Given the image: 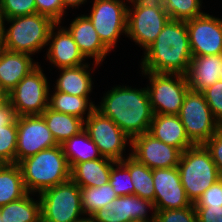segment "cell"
<instances>
[{"mask_svg": "<svg viewBox=\"0 0 222 222\" xmlns=\"http://www.w3.org/2000/svg\"><path fill=\"white\" fill-rule=\"evenodd\" d=\"M111 88L96 109L110 118L130 139L148 133L154 114L146 87L132 88L122 84Z\"/></svg>", "mask_w": 222, "mask_h": 222, "instance_id": "6da1fadb", "label": "cell"}, {"mask_svg": "<svg viewBox=\"0 0 222 222\" xmlns=\"http://www.w3.org/2000/svg\"><path fill=\"white\" fill-rule=\"evenodd\" d=\"M143 53L142 71L185 75L193 57L186 21L169 19Z\"/></svg>", "mask_w": 222, "mask_h": 222, "instance_id": "7a4b0ae2", "label": "cell"}, {"mask_svg": "<svg viewBox=\"0 0 222 222\" xmlns=\"http://www.w3.org/2000/svg\"><path fill=\"white\" fill-rule=\"evenodd\" d=\"M18 165L28 193L39 194L70 180V167L61 145L44 149L21 160Z\"/></svg>", "mask_w": 222, "mask_h": 222, "instance_id": "3957f363", "label": "cell"}, {"mask_svg": "<svg viewBox=\"0 0 222 222\" xmlns=\"http://www.w3.org/2000/svg\"><path fill=\"white\" fill-rule=\"evenodd\" d=\"M7 24L11 25L7 27ZM55 24L51 18L39 13L4 19L3 47L9 51L35 55L47 46Z\"/></svg>", "mask_w": 222, "mask_h": 222, "instance_id": "277c9868", "label": "cell"}, {"mask_svg": "<svg viewBox=\"0 0 222 222\" xmlns=\"http://www.w3.org/2000/svg\"><path fill=\"white\" fill-rule=\"evenodd\" d=\"M177 168L181 184L192 204L220 179L217 166L204 145H194L183 151Z\"/></svg>", "mask_w": 222, "mask_h": 222, "instance_id": "5b68a950", "label": "cell"}, {"mask_svg": "<svg viewBox=\"0 0 222 222\" xmlns=\"http://www.w3.org/2000/svg\"><path fill=\"white\" fill-rule=\"evenodd\" d=\"M37 196L41 202V222H80L86 218L82 211L80 186L71 179L45 189Z\"/></svg>", "mask_w": 222, "mask_h": 222, "instance_id": "8992f818", "label": "cell"}, {"mask_svg": "<svg viewBox=\"0 0 222 222\" xmlns=\"http://www.w3.org/2000/svg\"><path fill=\"white\" fill-rule=\"evenodd\" d=\"M153 114L178 115L189 86L185 75L141 71Z\"/></svg>", "mask_w": 222, "mask_h": 222, "instance_id": "52a82bcc", "label": "cell"}, {"mask_svg": "<svg viewBox=\"0 0 222 222\" xmlns=\"http://www.w3.org/2000/svg\"><path fill=\"white\" fill-rule=\"evenodd\" d=\"M178 117L194 145H203L222 127L200 91L188 90Z\"/></svg>", "mask_w": 222, "mask_h": 222, "instance_id": "ba28073f", "label": "cell"}, {"mask_svg": "<svg viewBox=\"0 0 222 222\" xmlns=\"http://www.w3.org/2000/svg\"><path fill=\"white\" fill-rule=\"evenodd\" d=\"M48 84L49 80L40 64L8 93V100L17 117L43 113L49 103L51 88Z\"/></svg>", "mask_w": 222, "mask_h": 222, "instance_id": "9c48e42d", "label": "cell"}, {"mask_svg": "<svg viewBox=\"0 0 222 222\" xmlns=\"http://www.w3.org/2000/svg\"><path fill=\"white\" fill-rule=\"evenodd\" d=\"M129 0H94L90 19L102 43L111 51L117 47L118 38L127 35Z\"/></svg>", "mask_w": 222, "mask_h": 222, "instance_id": "30bf717a", "label": "cell"}, {"mask_svg": "<svg viewBox=\"0 0 222 222\" xmlns=\"http://www.w3.org/2000/svg\"><path fill=\"white\" fill-rule=\"evenodd\" d=\"M84 130L98 147L102 157L114 161L126 158L124 152L128 146L131 148L132 139L97 109L84 120Z\"/></svg>", "mask_w": 222, "mask_h": 222, "instance_id": "8fae6325", "label": "cell"}, {"mask_svg": "<svg viewBox=\"0 0 222 222\" xmlns=\"http://www.w3.org/2000/svg\"><path fill=\"white\" fill-rule=\"evenodd\" d=\"M132 5H131V4ZM127 35L135 44L145 51L162 31L168 22L169 15L162 8H139L128 1Z\"/></svg>", "mask_w": 222, "mask_h": 222, "instance_id": "7c38bea8", "label": "cell"}, {"mask_svg": "<svg viewBox=\"0 0 222 222\" xmlns=\"http://www.w3.org/2000/svg\"><path fill=\"white\" fill-rule=\"evenodd\" d=\"M17 147L15 163L38 152L57 146V142L42 115H27L16 118Z\"/></svg>", "mask_w": 222, "mask_h": 222, "instance_id": "4fadbf2b", "label": "cell"}, {"mask_svg": "<svg viewBox=\"0 0 222 222\" xmlns=\"http://www.w3.org/2000/svg\"><path fill=\"white\" fill-rule=\"evenodd\" d=\"M153 211L150 218L148 210ZM154 202L137 195L118 196L89 218L93 222H155Z\"/></svg>", "mask_w": 222, "mask_h": 222, "instance_id": "5bb4252c", "label": "cell"}, {"mask_svg": "<svg viewBox=\"0 0 222 222\" xmlns=\"http://www.w3.org/2000/svg\"><path fill=\"white\" fill-rule=\"evenodd\" d=\"M193 56L222 54V18L209 13L186 21Z\"/></svg>", "mask_w": 222, "mask_h": 222, "instance_id": "9a60e30c", "label": "cell"}, {"mask_svg": "<svg viewBox=\"0 0 222 222\" xmlns=\"http://www.w3.org/2000/svg\"><path fill=\"white\" fill-rule=\"evenodd\" d=\"M131 156L150 169L174 168L179 164L181 151L155 139L149 133L132 139Z\"/></svg>", "mask_w": 222, "mask_h": 222, "instance_id": "2e32d148", "label": "cell"}, {"mask_svg": "<svg viewBox=\"0 0 222 222\" xmlns=\"http://www.w3.org/2000/svg\"><path fill=\"white\" fill-rule=\"evenodd\" d=\"M156 210L182 209L192 205L181 184L177 167L152 170Z\"/></svg>", "mask_w": 222, "mask_h": 222, "instance_id": "e0dca14e", "label": "cell"}, {"mask_svg": "<svg viewBox=\"0 0 222 222\" xmlns=\"http://www.w3.org/2000/svg\"><path fill=\"white\" fill-rule=\"evenodd\" d=\"M60 25L61 23H56L50 31L46 60H49L50 65H54L57 69L86 64V58L80 52L69 31Z\"/></svg>", "mask_w": 222, "mask_h": 222, "instance_id": "ac0fdd59", "label": "cell"}, {"mask_svg": "<svg viewBox=\"0 0 222 222\" xmlns=\"http://www.w3.org/2000/svg\"><path fill=\"white\" fill-rule=\"evenodd\" d=\"M77 16L65 28L71 34L83 56L86 59L93 58L94 67L99 66L104 58L106 59L110 50L100 40L90 19L85 14Z\"/></svg>", "mask_w": 222, "mask_h": 222, "instance_id": "d6986e66", "label": "cell"}, {"mask_svg": "<svg viewBox=\"0 0 222 222\" xmlns=\"http://www.w3.org/2000/svg\"><path fill=\"white\" fill-rule=\"evenodd\" d=\"M185 77L189 89L200 92L222 80V54L193 56Z\"/></svg>", "mask_w": 222, "mask_h": 222, "instance_id": "ffe728a7", "label": "cell"}, {"mask_svg": "<svg viewBox=\"0 0 222 222\" xmlns=\"http://www.w3.org/2000/svg\"><path fill=\"white\" fill-rule=\"evenodd\" d=\"M33 56L3 49L0 54V86L9 93L39 62Z\"/></svg>", "mask_w": 222, "mask_h": 222, "instance_id": "44dd1931", "label": "cell"}, {"mask_svg": "<svg viewBox=\"0 0 222 222\" xmlns=\"http://www.w3.org/2000/svg\"><path fill=\"white\" fill-rule=\"evenodd\" d=\"M148 133L155 139L178 148L181 152L194 146L178 115L154 114Z\"/></svg>", "mask_w": 222, "mask_h": 222, "instance_id": "7402d4cb", "label": "cell"}, {"mask_svg": "<svg viewBox=\"0 0 222 222\" xmlns=\"http://www.w3.org/2000/svg\"><path fill=\"white\" fill-rule=\"evenodd\" d=\"M88 64L87 62L77 67L58 69L60 70L58 71L60 75L55 82L56 85L54 84V88H52L53 91H60L79 97H89L94 85L91 71L95 69Z\"/></svg>", "mask_w": 222, "mask_h": 222, "instance_id": "603a6c76", "label": "cell"}, {"mask_svg": "<svg viewBox=\"0 0 222 222\" xmlns=\"http://www.w3.org/2000/svg\"><path fill=\"white\" fill-rule=\"evenodd\" d=\"M116 161L106 157L75 164L70 179L80 187H99L109 182L112 165Z\"/></svg>", "mask_w": 222, "mask_h": 222, "instance_id": "cb8c5ba5", "label": "cell"}, {"mask_svg": "<svg viewBox=\"0 0 222 222\" xmlns=\"http://www.w3.org/2000/svg\"><path fill=\"white\" fill-rule=\"evenodd\" d=\"M27 193L24 197L0 207L2 222H41V202ZM36 200V201H35Z\"/></svg>", "mask_w": 222, "mask_h": 222, "instance_id": "d4e9b609", "label": "cell"}, {"mask_svg": "<svg viewBox=\"0 0 222 222\" xmlns=\"http://www.w3.org/2000/svg\"><path fill=\"white\" fill-rule=\"evenodd\" d=\"M41 115L58 145L84 130V121L76 116L56 112L49 107Z\"/></svg>", "mask_w": 222, "mask_h": 222, "instance_id": "484cf974", "label": "cell"}, {"mask_svg": "<svg viewBox=\"0 0 222 222\" xmlns=\"http://www.w3.org/2000/svg\"><path fill=\"white\" fill-rule=\"evenodd\" d=\"M22 171L17 163L0 165V207L27 194Z\"/></svg>", "mask_w": 222, "mask_h": 222, "instance_id": "4316f807", "label": "cell"}, {"mask_svg": "<svg viewBox=\"0 0 222 222\" xmlns=\"http://www.w3.org/2000/svg\"><path fill=\"white\" fill-rule=\"evenodd\" d=\"M48 107L56 112L76 116L83 121L96 109L90 97H79L60 91L49 94Z\"/></svg>", "mask_w": 222, "mask_h": 222, "instance_id": "83f0119b", "label": "cell"}, {"mask_svg": "<svg viewBox=\"0 0 222 222\" xmlns=\"http://www.w3.org/2000/svg\"><path fill=\"white\" fill-rule=\"evenodd\" d=\"M70 169L77 163L102 158V155L90 139L89 134L82 130L61 144Z\"/></svg>", "mask_w": 222, "mask_h": 222, "instance_id": "f1b7e54d", "label": "cell"}, {"mask_svg": "<svg viewBox=\"0 0 222 222\" xmlns=\"http://www.w3.org/2000/svg\"><path fill=\"white\" fill-rule=\"evenodd\" d=\"M127 155L128 156L120 162L129 170L131 181L134 186V195L154 201L155 189L153 185L152 169L139 163L131 156V152Z\"/></svg>", "mask_w": 222, "mask_h": 222, "instance_id": "f546056e", "label": "cell"}, {"mask_svg": "<svg viewBox=\"0 0 222 222\" xmlns=\"http://www.w3.org/2000/svg\"><path fill=\"white\" fill-rule=\"evenodd\" d=\"M117 197L109 182L99 187H80L82 211L86 217H90Z\"/></svg>", "mask_w": 222, "mask_h": 222, "instance_id": "4dcf8cb0", "label": "cell"}, {"mask_svg": "<svg viewBox=\"0 0 222 222\" xmlns=\"http://www.w3.org/2000/svg\"><path fill=\"white\" fill-rule=\"evenodd\" d=\"M203 0H167L164 10L170 19L188 21L205 13Z\"/></svg>", "mask_w": 222, "mask_h": 222, "instance_id": "1f68e13d", "label": "cell"}, {"mask_svg": "<svg viewBox=\"0 0 222 222\" xmlns=\"http://www.w3.org/2000/svg\"><path fill=\"white\" fill-rule=\"evenodd\" d=\"M17 147L16 120L8 126H0V162L15 163Z\"/></svg>", "mask_w": 222, "mask_h": 222, "instance_id": "d6a6232c", "label": "cell"}, {"mask_svg": "<svg viewBox=\"0 0 222 222\" xmlns=\"http://www.w3.org/2000/svg\"><path fill=\"white\" fill-rule=\"evenodd\" d=\"M109 183L117 196L134 195V186L129 170L120 161H116L112 165Z\"/></svg>", "mask_w": 222, "mask_h": 222, "instance_id": "836d02e7", "label": "cell"}, {"mask_svg": "<svg viewBox=\"0 0 222 222\" xmlns=\"http://www.w3.org/2000/svg\"><path fill=\"white\" fill-rule=\"evenodd\" d=\"M4 19L36 13L35 0H0Z\"/></svg>", "mask_w": 222, "mask_h": 222, "instance_id": "e575fe53", "label": "cell"}, {"mask_svg": "<svg viewBox=\"0 0 222 222\" xmlns=\"http://www.w3.org/2000/svg\"><path fill=\"white\" fill-rule=\"evenodd\" d=\"M155 222H198L197 214L192 204L182 209L156 210Z\"/></svg>", "mask_w": 222, "mask_h": 222, "instance_id": "d590c367", "label": "cell"}, {"mask_svg": "<svg viewBox=\"0 0 222 222\" xmlns=\"http://www.w3.org/2000/svg\"><path fill=\"white\" fill-rule=\"evenodd\" d=\"M201 92L203 93L214 118L222 126V80H218Z\"/></svg>", "mask_w": 222, "mask_h": 222, "instance_id": "8d00e7d4", "label": "cell"}, {"mask_svg": "<svg viewBox=\"0 0 222 222\" xmlns=\"http://www.w3.org/2000/svg\"><path fill=\"white\" fill-rule=\"evenodd\" d=\"M36 13L51 18L56 23H61L66 14V8L61 0H35Z\"/></svg>", "mask_w": 222, "mask_h": 222, "instance_id": "74e56055", "label": "cell"}, {"mask_svg": "<svg viewBox=\"0 0 222 222\" xmlns=\"http://www.w3.org/2000/svg\"><path fill=\"white\" fill-rule=\"evenodd\" d=\"M194 206H222V178L213 183L194 203Z\"/></svg>", "mask_w": 222, "mask_h": 222, "instance_id": "f35d334b", "label": "cell"}, {"mask_svg": "<svg viewBox=\"0 0 222 222\" xmlns=\"http://www.w3.org/2000/svg\"><path fill=\"white\" fill-rule=\"evenodd\" d=\"M203 145L210 152L211 158L217 166L218 174L222 178V127Z\"/></svg>", "mask_w": 222, "mask_h": 222, "instance_id": "ab89813d", "label": "cell"}, {"mask_svg": "<svg viewBox=\"0 0 222 222\" xmlns=\"http://www.w3.org/2000/svg\"><path fill=\"white\" fill-rule=\"evenodd\" d=\"M198 222H222V206H194Z\"/></svg>", "mask_w": 222, "mask_h": 222, "instance_id": "60d3db41", "label": "cell"}, {"mask_svg": "<svg viewBox=\"0 0 222 222\" xmlns=\"http://www.w3.org/2000/svg\"><path fill=\"white\" fill-rule=\"evenodd\" d=\"M16 118L17 115L9 100L0 105V126L11 125Z\"/></svg>", "mask_w": 222, "mask_h": 222, "instance_id": "b9f144b4", "label": "cell"}, {"mask_svg": "<svg viewBox=\"0 0 222 222\" xmlns=\"http://www.w3.org/2000/svg\"><path fill=\"white\" fill-rule=\"evenodd\" d=\"M139 8H155L159 7L164 9L167 0H131Z\"/></svg>", "mask_w": 222, "mask_h": 222, "instance_id": "7bdbcfd3", "label": "cell"}, {"mask_svg": "<svg viewBox=\"0 0 222 222\" xmlns=\"http://www.w3.org/2000/svg\"><path fill=\"white\" fill-rule=\"evenodd\" d=\"M61 1L66 9H69L70 7L76 9V7L79 8L81 7L80 5L87 3V0H61Z\"/></svg>", "mask_w": 222, "mask_h": 222, "instance_id": "ee69618b", "label": "cell"}, {"mask_svg": "<svg viewBox=\"0 0 222 222\" xmlns=\"http://www.w3.org/2000/svg\"><path fill=\"white\" fill-rule=\"evenodd\" d=\"M8 101V93L0 86V105Z\"/></svg>", "mask_w": 222, "mask_h": 222, "instance_id": "f6af8a7d", "label": "cell"}, {"mask_svg": "<svg viewBox=\"0 0 222 222\" xmlns=\"http://www.w3.org/2000/svg\"><path fill=\"white\" fill-rule=\"evenodd\" d=\"M3 28H4V17L0 6V37H2Z\"/></svg>", "mask_w": 222, "mask_h": 222, "instance_id": "bcb514c9", "label": "cell"}, {"mask_svg": "<svg viewBox=\"0 0 222 222\" xmlns=\"http://www.w3.org/2000/svg\"><path fill=\"white\" fill-rule=\"evenodd\" d=\"M4 49L3 47V41H2V37H0V54L2 52V50Z\"/></svg>", "mask_w": 222, "mask_h": 222, "instance_id": "7dc6e473", "label": "cell"}, {"mask_svg": "<svg viewBox=\"0 0 222 222\" xmlns=\"http://www.w3.org/2000/svg\"><path fill=\"white\" fill-rule=\"evenodd\" d=\"M80 222H93L89 217H86L85 219H83Z\"/></svg>", "mask_w": 222, "mask_h": 222, "instance_id": "c3c4849f", "label": "cell"}]
</instances>
